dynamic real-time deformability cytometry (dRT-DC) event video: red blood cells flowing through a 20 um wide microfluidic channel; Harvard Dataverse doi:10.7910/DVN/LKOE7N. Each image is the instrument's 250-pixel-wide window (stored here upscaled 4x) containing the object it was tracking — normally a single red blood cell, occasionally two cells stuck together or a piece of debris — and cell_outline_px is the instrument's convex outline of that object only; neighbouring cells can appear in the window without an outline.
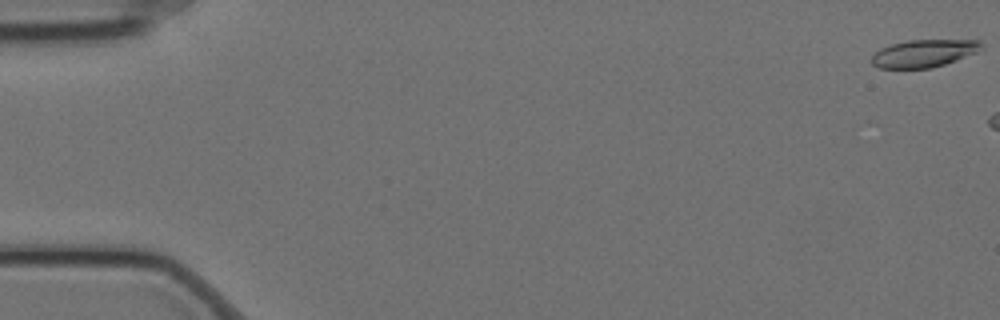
{"species": "Egyptian fruit bat (a non-hibernating species)", "species_latin": "Rousettus aegyptiacus", "temperature_condition": "cold", "stored_images_in_passage": 8, "camera_frame_rate_fps": 3000, "um_per_image_px": 0.085, "animal": {"sex": "female"}, "frame": {"image": 1, "passage_image": 1, "time_ms": 0.0, "image_size_px": [1000, 320], "cell_outline_px": [[980, 48], [976, 52], [956, 60], [932, 68], [880, 68], [872, 64], [872, 56], [880, 48], [892, 44], [908, 40], [980, 40]], "centroid_in_image_um": [78.49, 4.53], "position_along_channel_um": 6.5, "area_um2": 17.34}}